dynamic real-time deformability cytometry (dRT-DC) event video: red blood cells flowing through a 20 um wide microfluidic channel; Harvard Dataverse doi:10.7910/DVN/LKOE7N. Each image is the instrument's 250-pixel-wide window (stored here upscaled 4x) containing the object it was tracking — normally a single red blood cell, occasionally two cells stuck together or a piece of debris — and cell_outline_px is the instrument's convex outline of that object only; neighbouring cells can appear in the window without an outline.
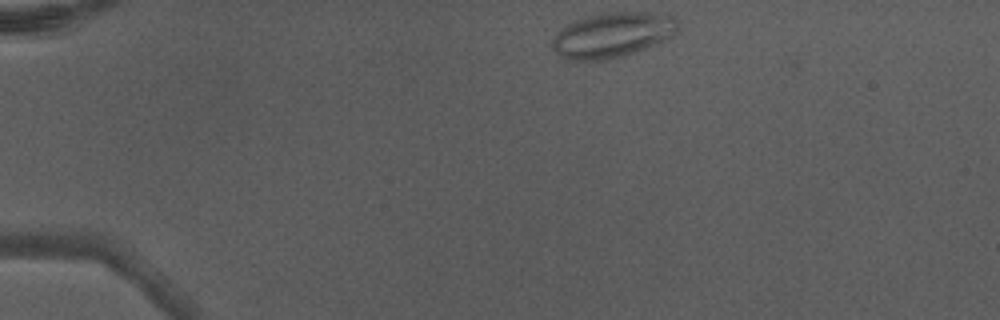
{"species": "Egyptian fruit bat (a non-hibernating species)", "species_latin": "Rousettus aegyptiacus", "temperature_condition": "warm", "stored_images_in_passage": 39, "camera_frame_rate_fps": 3000, "um_per_image_px": 0.085, "animal": {"sex": "male"}, "frame": {"image": 1, "passage_image": 1, "time_ms": 0.0, "image_size_px": [1000, 320], "cell_outline_px": [[676, 32], [672, 36], [636, 52], [624, 56], [604, 60], [560, 60], [552, 48], [552, 40], [572, 20], [588, 16], [608, 12], [664, 12], [676, 16]], "centroid_in_image_um": [52.05, 2.97], "position_along_channel_um": 32.9, "area_um2": 33.18}, "authors_computed_cell_mechanics": {"area_um2": 26.5302, "velocity_mm_per_s": 4.3501, "shape_relaxation_time_tau1_ms": null, "shape_relaxation_time_tau2_ms": 1.2042, "deformation_change_tau1": null, "deformation_change_tau2": 0.0751}}